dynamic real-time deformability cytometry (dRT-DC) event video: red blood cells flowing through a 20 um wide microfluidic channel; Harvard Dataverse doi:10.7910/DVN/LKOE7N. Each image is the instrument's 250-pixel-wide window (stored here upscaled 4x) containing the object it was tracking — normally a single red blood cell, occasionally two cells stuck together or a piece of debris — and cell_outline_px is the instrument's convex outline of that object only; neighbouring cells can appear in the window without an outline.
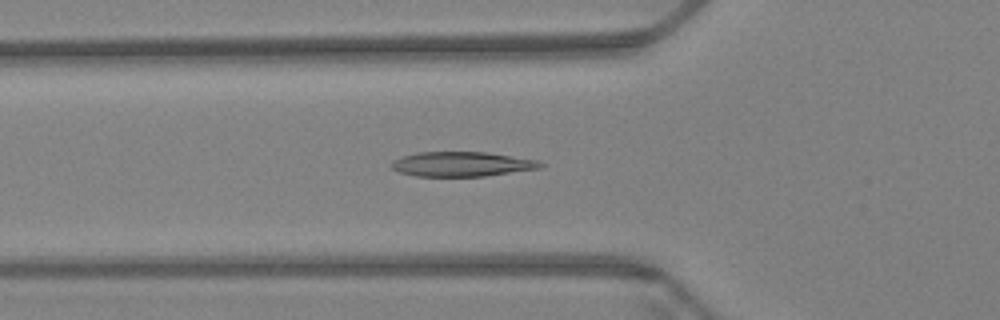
{"species": "Egyptian fruit bat (a non-hibernating species)", "species_latin": "Rousettus aegyptiacus", "temperature_condition": "warm", "stored_images_in_passage": 60, "camera_frame_rate_fps": 3000, "um_per_image_px": 0.085, "animal": {"sex": "female"}, "frame": {"image": 1, "passage_image": 21, "time_ms": 6.667, "image_size_px": [1000, 320], "cell_outline_px": [[544, 164], [540, 168], [484, 176], [416, 176], [400, 172], [392, 168], [392, 160], [416, 152], [488, 152], [540, 160]], "centroid_in_image_um": [39.29, 13.94], "position_along_channel_um": 86.5, "area_um2": 21.39}}
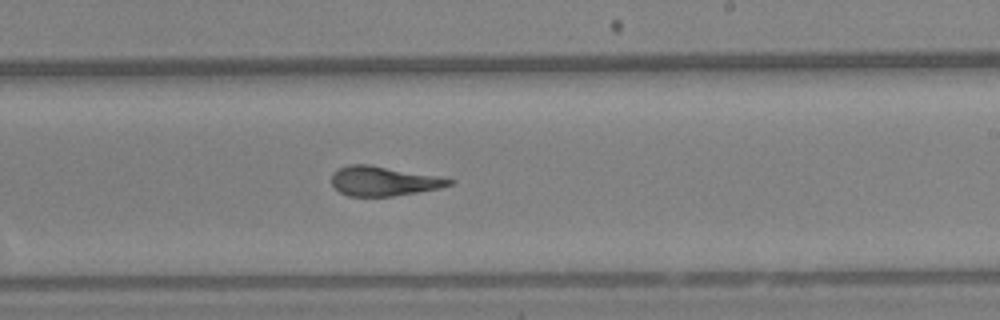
{"frame": {"image": 2, "passage_image": 36, "time_ms": 11.667, "image_size_px": [1000, 320], "cell_outline_px": [[456, 180], [452, 184], [440, 188], [392, 196], [348, 196], [340, 192], [332, 184], [332, 172], [348, 164], [368, 164], [440, 176]], "centroid_in_image_um": [32.61, 15.38], "position_along_channel_um": 256.4, "area_um2": 20.23}}
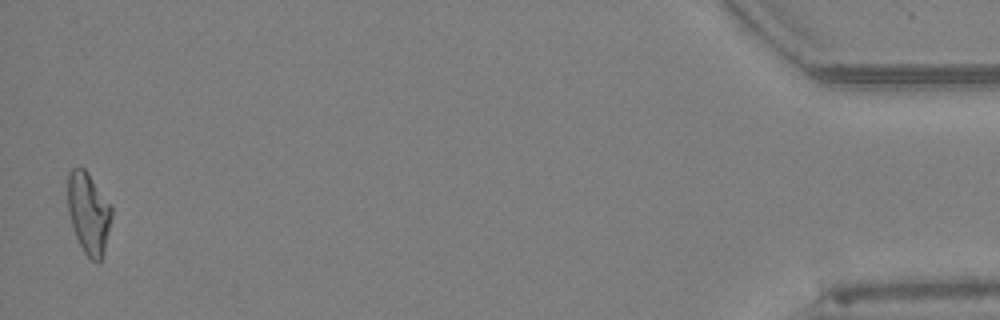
{"frame": {"image": 3, "passage_image": 59, "time_ms": 19.333, "image_size_px": [1000, 320], "cell_outline_px": [[112, 216], [104, 252], [100, 260], [96, 264], [84, 252], [76, 236], [68, 212], [68, 172], [72, 168], [84, 168], [88, 172], [112, 204]], "centroid_in_image_um": [7.55, 18.09], "position_along_channel_um": 427.6, "area_um2": 20.92}, "authors_computed_cell_mechanics": {"area_um2": 21.2704, "velocity_mm_per_s": 3.4123, "shape_relaxation_time_tau1_ms": 9.2023, "shape_relaxation_time_tau2_ms": 2.1617, "deformation_change_tau1": 0.2621, "deformation_change_tau2": 0.1207}}